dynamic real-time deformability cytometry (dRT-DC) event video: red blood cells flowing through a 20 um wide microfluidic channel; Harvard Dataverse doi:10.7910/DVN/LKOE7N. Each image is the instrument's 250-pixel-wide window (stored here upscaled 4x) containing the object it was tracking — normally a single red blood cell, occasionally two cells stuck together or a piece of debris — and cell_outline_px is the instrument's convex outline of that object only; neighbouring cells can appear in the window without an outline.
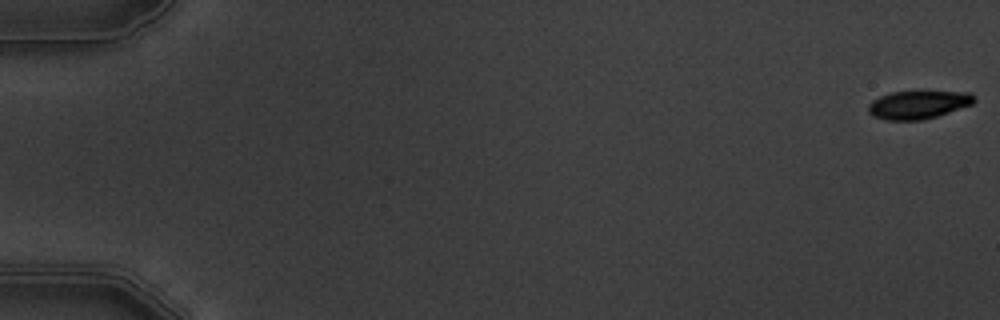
{"species": "common noctule bat (a hibernating species)", "species_latin": "Nyctalus noctula", "temperature_condition": "warm", "stored_images_in_passage": 5, "camera_frame_rate_fps": 3000, "um_per_image_px": 0.085, "animal": {"sex": "male", "body_mass_g": 19.5, "forearm_length_mm": 54.6}, "frame": {"image": 1, "passage_image": 1, "time_ms": 0.0, "image_size_px": [1000, 320], "cell_outline_px": [[976, 100], [972, 104], [924, 120], [884, 120], [872, 116], [868, 112], [868, 104], [872, 100], [880, 96], [892, 92], [972, 92]], "centroid_in_image_um": [78.01, 8.91], "position_along_channel_um": 7.0, "area_um2": 17.28}}
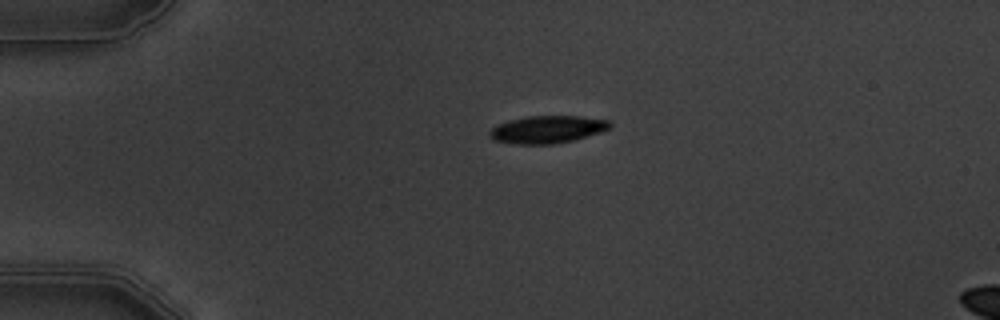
{"frame": {"image": 2, "passage_image": 4, "time_ms": 4.333, "image_size_px": [1000, 320], "cell_outline_px": [[612, 124], [608, 128], [600, 132], [576, 140], [552, 144], [512, 144], [492, 140], [488, 136], [488, 132], [496, 124], [508, 120], [528, 116], [580, 116], [608, 120]], "centroid_in_image_um": [46.46, 11.01], "position_along_channel_um": 38.5, "area_um2": 19.48}}